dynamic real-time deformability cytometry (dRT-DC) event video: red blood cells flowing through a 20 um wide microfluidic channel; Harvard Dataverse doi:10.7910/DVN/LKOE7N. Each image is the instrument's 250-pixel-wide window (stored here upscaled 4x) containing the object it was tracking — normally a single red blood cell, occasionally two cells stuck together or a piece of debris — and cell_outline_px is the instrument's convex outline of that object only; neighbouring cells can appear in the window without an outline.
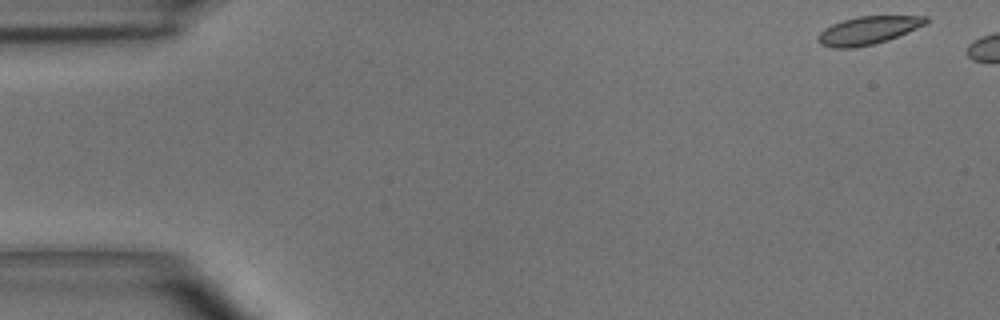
{"species": "common noctule bat (a hibernating species)", "species_latin": "Nyctalus noctula", "temperature_condition": "room temperature", "stored_images_in_passage": 3, "camera_frame_rate_fps": 3000, "um_per_image_px": 0.085, "animal": {"sex": "male", "body_mass_g": 15.6}, "frame": {"image": 1, "passage_image": 1, "time_ms": 0.0, "image_size_px": [1000, 320], "cell_outline_px": [[928, 24], [888, 40], [876, 44], [852, 48], [832, 48], [820, 44], [816, 36], [824, 28], [840, 20], [856, 16], [928, 16]], "centroid_in_image_um": [73.78, 2.58], "position_along_channel_um": 11.2, "area_um2": 17.92}}